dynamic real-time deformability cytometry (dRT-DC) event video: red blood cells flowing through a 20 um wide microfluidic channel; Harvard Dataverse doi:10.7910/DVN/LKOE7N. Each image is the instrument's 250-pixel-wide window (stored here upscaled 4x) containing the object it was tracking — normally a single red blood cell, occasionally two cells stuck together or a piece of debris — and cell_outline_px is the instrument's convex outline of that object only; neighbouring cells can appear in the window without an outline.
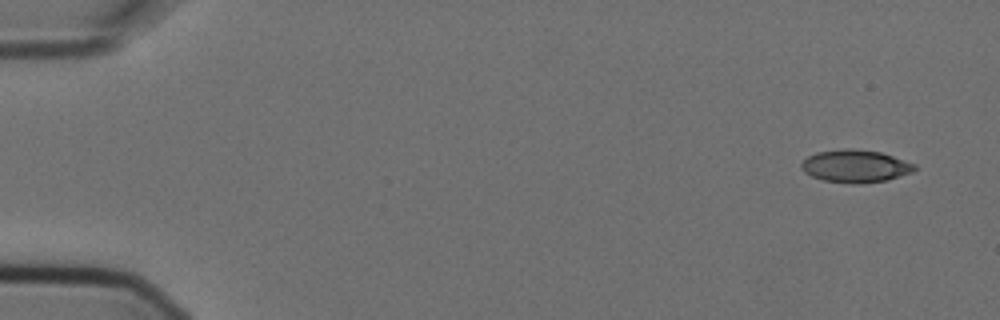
{"species": "Egyptian fruit bat (a non-hibernating species)", "species_latin": "Rousettus aegyptiacus", "temperature_condition": "cold", "stored_images_in_passage": 4, "camera_frame_rate_fps": 3000, "um_per_image_px": 0.085, "animal": {"sex": "female"}, "frame": {"image": 1, "passage_image": 1, "time_ms": 0.0, "image_size_px": [1000, 320], "cell_outline_px": [[916, 168], [912, 172], [888, 180], [824, 180], [812, 176], [804, 172], [800, 168], [800, 164], [808, 156], [816, 152], [844, 148], [852, 148], [880, 152], [916, 164]], "centroid_in_image_um": [72.69, 14.05], "position_along_channel_um": 12.3, "area_um2": 20.58}}
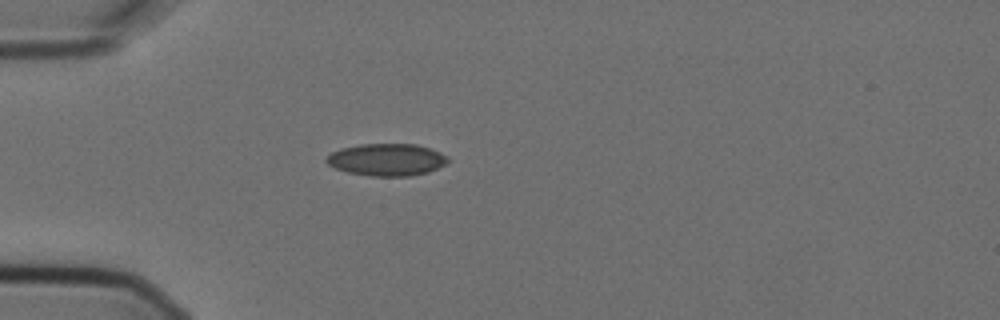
{"frame": {"image": 2, "passage_image": 4, "time_ms": 1.0, "image_size_px": [1000, 320], "cell_outline_px": [[448, 160], [444, 164], [428, 172], [408, 176], [372, 176], [348, 172], [336, 168], [328, 164], [324, 160], [332, 152], [340, 148], [360, 144], [416, 144], [440, 152], [448, 156]], "centroid_in_image_um": [32.85, 13.56], "position_along_channel_um": 52.1, "area_um2": 22.6}}